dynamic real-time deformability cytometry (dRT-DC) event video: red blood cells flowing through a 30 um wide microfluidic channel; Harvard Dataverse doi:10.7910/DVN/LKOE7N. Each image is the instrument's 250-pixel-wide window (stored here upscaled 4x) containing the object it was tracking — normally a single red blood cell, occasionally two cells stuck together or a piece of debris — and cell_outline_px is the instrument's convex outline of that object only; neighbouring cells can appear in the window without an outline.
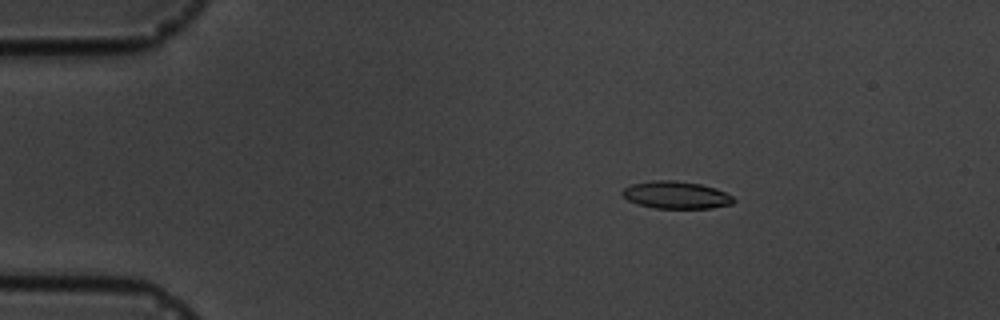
{"species": "common noctule bat (a hibernating species)", "species_latin": "Nyctalus noctula", "temperature_condition": "cold", "stored_images_in_passage": 4, "camera_frame_rate_fps": 3000, "um_per_image_px": 0.085, "animal": {"sex": "male", "body_mass_g": 19.5, "forearm_length_mm": 54.6}, "frame": {"image": 1, "passage_image": 2, "time_ms": 1.0, "image_size_px": [1000, 320], "cell_outline_px": [[736, 200], [732, 204], [712, 208], [656, 208], [640, 204], [628, 200], [620, 192], [624, 188], [632, 184], [652, 180], [676, 180], [700, 184], [716, 188], [732, 196]], "centroid_in_image_um": [57.48, 16.57], "position_along_channel_um": 27.5, "area_um2": 17.69}}